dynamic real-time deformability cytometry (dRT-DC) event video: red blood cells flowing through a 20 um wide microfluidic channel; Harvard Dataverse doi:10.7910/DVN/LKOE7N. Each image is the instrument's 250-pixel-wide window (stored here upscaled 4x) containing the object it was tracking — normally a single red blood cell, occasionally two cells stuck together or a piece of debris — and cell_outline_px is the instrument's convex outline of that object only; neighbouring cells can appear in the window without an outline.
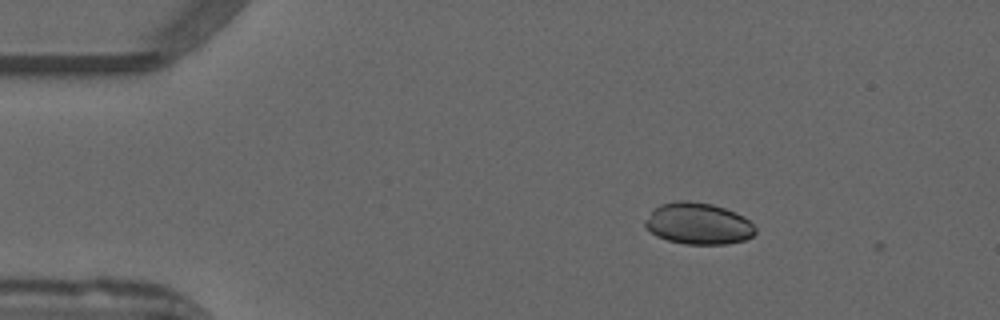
{"species": "common noctule bat (a hibernating species)", "species_latin": "Nyctalus noctula", "temperature_condition": "warm", "stored_images_in_passage": 2, "camera_frame_rate_fps": 3000, "um_per_image_px": 0.085, "animal": {"sex": "male", "forearm_length_mm": 52.5}, "frame": {"image": 1, "passage_image": 1, "time_ms": 0.0, "image_size_px": [1000, 320], "cell_outline_px": [[756, 232], [752, 236], [744, 240], [728, 244], [684, 244], [668, 240], [656, 236], [644, 224], [644, 220], [652, 208], [660, 204], [676, 200], [688, 200], [712, 204], [736, 212], [744, 216], [756, 228]], "centroid_in_image_um": [59.33, 18.99], "position_along_channel_um": 25.7, "area_um2": 26.93}}